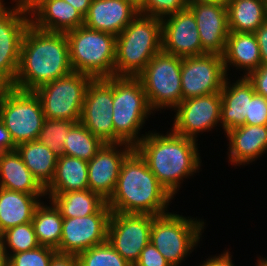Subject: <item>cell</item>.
<instances>
[{"mask_svg": "<svg viewBox=\"0 0 267 266\" xmlns=\"http://www.w3.org/2000/svg\"><path fill=\"white\" fill-rule=\"evenodd\" d=\"M154 130H149L134 149L175 200L183 182L202 171L201 150L198 149L201 144L171 129L165 134Z\"/></svg>", "mask_w": 267, "mask_h": 266, "instance_id": "1", "label": "cell"}, {"mask_svg": "<svg viewBox=\"0 0 267 266\" xmlns=\"http://www.w3.org/2000/svg\"><path fill=\"white\" fill-rule=\"evenodd\" d=\"M71 72L66 34L42 31L30 24L22 40L18 72L12 87L35 91Z\"/></svg>", "mask_w": 267, "mask_h": 266, "instance_id": "2", "label": "cell"}, {"mask_svg": "<svg viewBox=\"0 0 267 266\" xmlns=\"http://www.w3.org/2000/svg\"><path fill=\"white\" fill-rule=\"evenodd\" d=\"M173 199L134 149L122 163L115 190L107 205L111 212L157 216L171 210L169 206Z\"/></svg>", "mask_w": 267, "mask_h": 266, "instance_id": "3", "label": "cell"}, {"mask_svg": "<svg viewBox=\"0 0 267 266\" xmlns=\"http://www.w3.org/2000/svg\"><path fill=\"white\" fill-rule=\"evenodd\" d=\"M162 21L138 13L116 36L115 77H137L162 50Z\"/></svg>", "mask_w": 267, "mask_h": 266, "instance_id": "4", "label": "cell"}, {"mask_svg": "<svg viewBox=\"0 0 267 266\" xmlns=\"http://www.w3.org/2000/svg\"><path fill=\"white\" fill-rule=\"evenodd\" d=\"M155 115L145 90L137 77L113 76L114 144L135 147L147 134L142 133L146 121Z\"/></svg>", "mask_w": 267, "mask_h": 266, "instance_id": "5", "label": "cell"}, {"mask_svg": "<svg viewBox=\"0 0 267 266\" xmlns=\"http://www.w3.org/2000/svg\"><path fill=\"white\" fill-rule=\"evenodd\" d=\"M204 219L172 212L157 215L151 226L150 242L171 266L181 263L200 247L206 228ZM203 235V236H202Z\"/></svg>", "mask_w": 267, "mask_h": 266, "instance_id": "6", "label": "cell"}, {"mask_svg": "<svg viewBox=\"0 0 267 266\" xmlns=\"http://www.w3.org/2000/svg\"><path fill=\"white\" fill-rule=\"evenodd\" d=\"M69 43L70 63L74 72L93 79L115 74L116 36L80 26L65 33Z\"/></svg>", "mask_w": 267, "mask_h": 266, "instance_id": "7", "label": "cell"}, {"mask_svg": "<svg viewBox=\"0 0 267 266\" xmlns=\"http://www.w3.org/2000/svg\"><path fill=\"white\" fill-rule=\"evenodd\" d=\"M181 66L182 57L161 50L137 76L155 114L172 111L182 102Z\"/></svg>", "mask_w": 267, "mask_h": 266, "instance_id": "8", "label": "cell"}, {"mask_svg": "<svg viewBox=\"0 0 267 266\" xmlns=\"http://www.w3.org/2000/svg\"><path fill=\"white\" fill-rule=\"evenodd\" d=\"M0 120L16 146L36 140L45 120L39 96L34 91L4 87L0 92Z\"/></svg>", "mask_w": 267, "mask_h": 266, "instance_id": "9", "label": "cell"}, {"mask_svg": "<svg viewBox=\"0 0 267 266\" xmlns=\"http://www.w3.org/2000/svg\"><path fill=\"white\" fill-rule=\"evenodd\" d=\"M10 2L9 6L7 1L0 0V83L4 87L14 84L20 62L22 40L31 24L25 1L10 0Z\"/></svg>", "mask_w": 267, "mask_h": 266, "instance_id": "10", "label": "cell"}, {"mask_svg": "<svg viewBox=\"0 0 267 266\" xmlns=\"http://www.w3.org/2000/svg\"><path fill=\"white\" fill-rule=\"evenodd\" d=\"M92 79L73 71L35 90L45 118L80 122L85 93Z\"/></svg>", "mask_w": 267, "mask_h": 266, "instance_id": "11", "label": "cell"}, {"mask_svg": "<svg viewBox=\"0 0 267 266\" xmlns=\"http://www.w3.org/2000/svg\"><path fill=\"white\" fill-rule=\"evenodd\" d=\"M154 215L111 212L107 241L132 266L150 243Z\"/></svg>", "mask_w": 267, "mask_h": 266, "instance_id": "12", "label": "cell"}, {"mask_svg": "<svg viewBox=\"0 0 267 266\" xmlns=\"http://www.w3.org/2000/svg\"><path fill=\"white\" fill-rule=\"evenodd\" d=\"M172 111L175 115L169 129L198 141V135L201 137L203 133L221 126V94L217 92L182 100Z\"/></svg>", "mask_w": 267, "mask_h": 266, "instance_id": "13", "label": "cell"}, {"mask_svg": "<svg viewBox=\"0 0 267 266\" xmlns=\"http://www.w3.org/2000/svg\"><path fill=\"white\" fill-rule=\"evenodd\" d=\"M227 74L222 55L206 53L182 57L181 87L183 100L220 92Z\"/></svg>", "mask_w": 267, "mask_h": 266, "instance_id": "14", "label": "cell"}, {"mask_svg": "<svg viewBox=\"0 0 267 266\" xmlns=\"http://www.w3.org/2000/svg\"><path fill=\"white\" fill-rule=\"evenodd\" d=\"M113 76L88 84L80 122L105 144H114Z\"/></svg>", "mask_w": 267, "mask_h": 266, "instance_id": "15", "label": "cell"}, {"mask_svg": "<svg viewBox=\"0 0 267 266\" xmlns=\"http://www.w3.org/2000/svg\"><path fill=\"white\" fill-rule=\"evenodd\" d=\"M111 209L107 203L95 214L85 217L63 218L58 253L78 255L107 241Z\"/></svg>", "mask_w": 267, "mask_h": 266, "instance_id": "16", "label": "cell"}, {"mask_svg": "<svg viewBox=\"0 0 267 266\" xmlns=\"http://www.w3.org/2000/svg\"><path fill=\"white\" fill-rule=\"evenodd\" d=\"M161 21L164 52L180 57L207 53L202 48L196 19L188 7L164 17Z\"/></svg>", "mask_w": 267, "mask_h": 266, "instance_id": "17", "label": "cell"}, {"mask_svg": "<svg viewBox=\"0 0 267 266\" xmlns=\"http://www.w3.org/2000/svg\"><path fill=\"white\" fill-rule=\"evenodd\" d=\"M133 150L125 143L104 144L88 161L89 189L107 201L115 190L123 161Z\"/></svg>", "mask_w": 267, "mask_h": 266, "instance_id": "18", "label": "cell"}, {"mask_svg": "<svg viewBox=\"0 0 267 266\" xmlns=\"http://www.w3.org/2000/svg\"><path fill=\"white\" fill-rule=\"evenodd\" d=\"M187 7L196 19L202 48L207 53L222 55L230 33L226 2L193 4Z\"/></svg>", "mask_w": 267, "mask_h": 266, "instance_id": "19", "label": "cell"}, {"mask_svg": "<svg viewBox=\"0 0 267 266\" xmlns=\"http://www.w3.org/2000/svg\"><path fill=\"white\" fill-rule=\"evenodd\" d=\"M31 24L42 31L66 33L84 25V16L64 0H24Z\"/></svg>", "mask_w": 267, "mask_h": 266, "instance_id": "20", "label": "cell"}, {"mask_svg": "<svg viewBox=\"0 0 267 266\" xmlns=\"http://www.w3.org/2000/svg\"><path fill=\"white\" fill-rule=\"evenodd\" d=\"M227 143L228 164L247 166L267 153V125H241L224 134Z\"/></svg>", "mask_w": 267, "mask_h": 266, "instance_id": "21", "label": "cell"}, {"mask_svg": "<svg viewBox=\"0 0 267 266\" xmlns=\"http://www.w3.org/2000/svg\"><path fill=\"white\" fill-rule=\"evenodd\" d=\"M138 13L135 0H92L84 26L118 36Z\"/></svg>", "mask_w": 267, "mask_h": 266, "instance_id": "22", "label": "cell"}, {"mask_svg": "<svg viewBox=\"0 0 267 266\" xmlns=\"http://www.w3.org/2000/svg\"><path fill=\"white\" fill-rule=\"evenodd\" d=\"M233 80L227 76L221 94V127L225 132L232 128L245 125L246 114H248L249 102L255 94L252 82L244 76ZM232 80H231V79Z\"/></svg>", "mask_w": 267, "mask_h": 266, "instance_id": "23", "label": "cell"}, {"mask_svg": "<svg viewBox=\"0 0 267 266\" xmlns=\"http://www.w3.org/2000/svg\"><path fill=\"white\" fill-rule=\"evenodd\" d=\"M222 58L227 76L231 68L244 77L258 69L262 59L255 33L230 32Z\"/></svg>", "mask_w": 267, "mask_h": 266, "instance_id": "24", "label": "cell"}, {"mask_svg": "<svg viewBox=\"0 0 267 266\" xmlns=\"http://www.w3.org/2000/svg\"><path fill=\"white\" fill-rule=\"evenodd\" d=\"M43 198V199H42ZM46 195H32L0 187V231L32 222L34 213Z\"/></svg>", "mask_w": 267, "mask_h": 266, "instance_id": "25", "label": "cell"}, {"mask_svg": "<svg viewBox=\"0 0 267 266\" xmlns=\"http://www.w3.org/2000/svg\"><path fill=\"white\" fill-rule=\"evenodd\" d=\"M0 187L32 195H45L17 150L0 152Z\"/></svg>", "mask_w": 267, "mask_h": 266, "instance_id": "26", "label": "cell"}, {"mask_svg": "<svg viewBox=\"0 0 267 266\" xmlns=\"http://www.w3.org/2000/svg\"><path fill=\"white\" fill-rule=\"evenodd\" d=\"M86 189H89L88 162L66 155L59 156L54 177L45 188V195H58Z\"/></svg>", "mask_w": 267, "mask_h": 266, "instance_id": "27", "label": "cell"}, {"mask_svg": "<svg viewBox=\"0 0 267 266\" xmlns=\"http://www.w3.org/2000/svg\"><path fill=\"white\" fill-rule=\"evenodd\" d=\"M230 32L254 33L267 19V0H226Z\"/></svg>", "mask_w": 267, "mask_h": 266, "instance_id": "28", "label": "cell"}, {"mask_svg": "<svg viewBox=\"0 0 267 266\" xmlns=\"http://www.w3.org/2000/svg\"><path fill=\"white\" fill-rule=\"evenodd\" d=\"M16 150L33 177L45 189L54 177L59 156L37 140L23 142L16 146Z\"/></svg>", "mask_w": 267, "mask_h": 266, "instance_id": "29", "label": "cell"}, {"mask_svg": "<svg viewBox=\"0 0 267 266\" xmlns=\"http://www.w3.org/2000/svg\"><path fill=\"white\" fill-rule=\"evenodd\" d=\"M59 209L63 218L85 217L98 212L107 201L90 189L46 195Z\"/></svg>", "mask_w": 267, "mask_h": 266, "instance_id": "30", "label": "cell"}, {"mask_svg": "<svg viewBox=\"0 0 267 266\" xmlns=\"http://www.w3.org/2000/svg\"><path fill=\"white\" fill-rule=\"evenodd\" d=\"M46 200H42L36 208L32 223L40 246L57 250L61 241L63 217L55 204L48 198Z\"/></svg>", "mask_w": 267, "mask_h": 266, "instance_id": "31", "label": "cell"}, {"mask_svg": "<svg viewBox=\"0 0 267 266\" xmlns=\"http://www.w3.org/2000/svg\"><path fill=\"white\" fill-rule=\"evenodd\" d=\"M63 155L90 161L105 144L81 122L75 123L64 141Z\"/></svg>", "mask_w": 267, "mask_h": 266, "instance_id": "32", "label": "cell"}, {"mask_svg": "<svg viewBox=\"0 0 267 266\" xmlns=\"http://www.w3.org/2000/svg\"><path fill=\"white\" fill-rule=\"evenodd\" d=\"M39 246L32 222L11 227L2 234V247L7 257Z\"/></svg>", "mask_w": 267, "mask_h": 266, "instance_id": "33", "label": "cell"}, {"mask_svg": "<svg viewBox=\"0 0 267 266\" xmlns=\"http://www.w3.org/2000/svg\"><path fill=\"white\" fill-rule=\"evenodd\" d=\"M79 266H132L108 241L77 255Z\"/></svg>", "mask_w": 267, "mask_h": 266, "instance_id": "34", "label": "cell"}, {"mask_svg": "<svg viewBox=\"0 0 267 266\" xmlns=\"http://www.w3.org/2000/svg\"><path fill=\"white\" fill-rule=\"evenodd\" d=\"M74 121L45 118L43 127L38 134L37 141L47 146L58 156L63 155L64 141Z\"/></svg>", "mask_w": 267, "mask_h": 266, "instance_id": "35", "label": "cell"}, {"mask_svg": "<svg viewBox=\"0 0 267 266\" xmlns=\"http://www.w3.org/2000/svg\"><path fill=\"white\" fill-rule=\"evenodd\" d=\"M56 250L39 246L36 249L11 254L8 257V266H49Z\"/></svg>", "mask_w": 267, "mask_h": 266, "instance_id": "36", "label": "cell"}, {"mask_svg": "<svg viewBox=\"0 0 267 266\" xmlns=\"http://www.w3.org/2000/svg\"><path fill=\"white\" fill-rule=\"evenodd\" d=\"M137 7L141 14L163 19L187 6L184 0H138Z\"/></svg>", "mask_w": 267, "mask_h": 266, "instance_id": "37", "label": "cell"}, {"mask_svg": "<svg viewBox=\"0 0 267 266\" xmlns=\"http://www.w3.org/2000/svg\"><path fill=\"white\" fill-rule=\"evenodd\" d=\"M245 125H267V99L254 94L249 102Z\"/></svg>", "mask_w": 267, "mask_h": 266, "instance_id": "38", "label": "cell"}, {"mask_svg": "<svg viewBox=\"0 0 267 266\" xmlns=\"http://www.w3.org/2000/svg\"><path fill=\"white\" fill-rule=\"evenodd\" d=\"M134 266H171L161 255L156 247L150 242L141 251L140 257Z\"/></svg>", "mask_w": 267, "mask_h": 266, "instance_id": "39", "label": "cell"}, {"mask_svg": "<svg viewBox=\"0 0 267 266\" xmlns=\"http://www.w3.org/2000/svg\"><path fill=\"white\" fill-rule=\"evenodd\" d=\"M247 78L252 82L255 93L267 99V65H261L252 71Z\"/></svg>", "mask_w": 267, "mask_h": 266, "instance_id": "40", "label": "cell"}, {"mask_svg": "<svg viewBox=\"0 0 267 266\" xmlns=\"http://www.w3.org/2000/svg\"><path fill=\"white\" fill-rule=\"evenodd\" d=\"M221 254L210 255L208 258L199 263L198 266H235L232 260L230 249L226 248Z\"/></svg>", "mask_w": 267, "mask_h": 266, "instance_id": "41", "label": "cell"}, {"mask_svg": "<svg viewBox=\"0 0 267 266\" xmlns=\"http://www.w3.org/2000/svg\"><path fill=\"white\" fill-rule=\"evenodd\" d=\"M254 33L258 40L262 64L267 65V19Z\"/></svg>", "mask_w": 267, "mask_h": 266, "instance_id": "42", "label": "cell"}, {"mask_svg": "<svg viewBox=\"0 0 267 266\" xmlns=\"http://www.w3.org/2000/svg\"><path fill=\"white\" fill-rule=\"evenodd\" d=\"M49 266H79L77 255L56 253Z\"/></svg>", "mask_w": 267, "mask_h": 266, "instance_id": "43", "label": "cell"}, {"mask_svg": "<svg viewBox=\"0 0 267 266\" xmlns=\"http://www.w3.org/2000/svg\"><path fill=\"white\" fill-rule=\"evenodd\" d=\"M16 150L9 131L0 120V152Z\"/></svg>", "mask_w": 267, "mask_h": 266, "instance_id": "44", "label": "cell"}, {"mask_svg": "<svg viewBox=\"0 0 267 266\" xmlns=\"http://www.w3.org/2000/svg\"><path fill=\"white\" fill-rule=\"evenodd\" d=\"M71 4L76 10H78L84 17L87 15L89 6L92 0H64Z\"/></svg>", "mask_w": 267, "mask_h": 266, "instance_id": "45", "label": "cell"}, {"mask_svg": "<svg viewBox=\"0 0 267 266\" xmlns=\"http://www.w3.org/2000/svg\"><path fill=\"white\" fill-rule=\"evenodd\" d=\"M186 6H191L193 4L201 3H212V2H226V0H184Z\"/></svg>", "mask_w": 267, "mask_h": 266, "instance_id": "46", "label": "cell"}, {"mask_svg": "<svg viewBox=\"0 0 267 266\" xmlns=\"http://www.w3.org/2000/svg\"><path fill=\"white\" fill-rule=\"evenodd\" d=\"M0 266H8V257L5 254L3 247L0 248Z\"/></svg>", "mask_w": 267, "mask_h": 266, "instance_id": "47", "label": "cell"}, {"mask_svg": "<svg viewBox=\"0 0 267 266\" xmlns=\"http://www.w3.org/2000/svg\"><path fill=\"white\" fill-rule=\"evenodd\" d=\"M257 262H255V266H267V257H262L257 255Z\"/></svg>", "mask_w": 267, "mask_h": 266, "instance_id": "48", "label": "cell"}, {"mask_svg": "<svg viewBox=\"0 0 267 266\" xmlns=\"http://www.w3.org/2000/svg\"><path fill=\"white\" fill-rule=\"evenodd\" d=\"M2 232L0 231V248H2Z\"/></svg>", "mask_w": 267, "mask_h": 266, "instance_id": "49", "label": "cell"}, {"mask_svg": "<svg viewBox=\"0 0 267 266\" xmlns=\"http://www.w3.org/2000/svg\"><path fill=\"white\" fill-rule=\"evenodd\" d=\"M4 88V86L0 83V92Z\"/></svg>", "mask_w": 267, "mask_h": 266, "instance_id": "50", "label": "cell"}]
</instances>
